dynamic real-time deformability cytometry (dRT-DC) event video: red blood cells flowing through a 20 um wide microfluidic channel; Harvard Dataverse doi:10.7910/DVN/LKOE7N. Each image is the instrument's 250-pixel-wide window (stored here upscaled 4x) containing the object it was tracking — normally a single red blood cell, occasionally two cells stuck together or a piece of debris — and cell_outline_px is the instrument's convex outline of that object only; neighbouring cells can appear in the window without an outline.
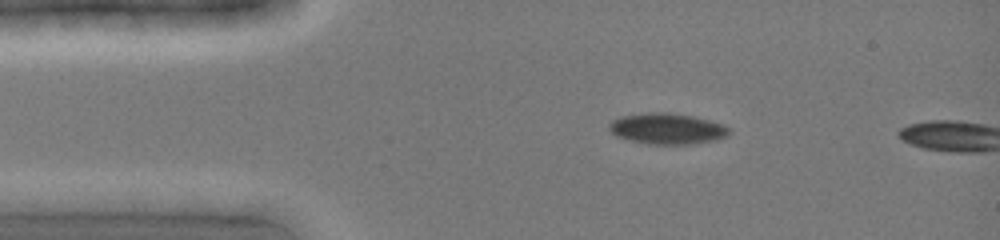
{"species": "common noctule bat (a hibernating species)", "species_latin": "Nyctalus noctula", "temperature_condition": "cold", "stored_images_in_passage": 2, "camera_frame_rate_fps": 3000, "um_per_image_px": 0.085, "animal": {"sex": "female", "body_mass_g": 19.0, "forearm_length_mm": 51.5}, "frame": {"image": 1, "passage_image": 1, "time_ms": 0.0, "image_size_px": [1000, 240], "cell_outline_px": [[732, 132], [728, 136], [716, 140], [696, 144], [648, 144], [616, 136], [608, 128], [608, 124], [612, 120], [620, 116], [648, 112], [668, 112], [696, 116], [724, 124]], "centroid_in_image_um": [56.75, 10.93], "position_along_channel_um": 28.3, "area_um2": 21.96}}